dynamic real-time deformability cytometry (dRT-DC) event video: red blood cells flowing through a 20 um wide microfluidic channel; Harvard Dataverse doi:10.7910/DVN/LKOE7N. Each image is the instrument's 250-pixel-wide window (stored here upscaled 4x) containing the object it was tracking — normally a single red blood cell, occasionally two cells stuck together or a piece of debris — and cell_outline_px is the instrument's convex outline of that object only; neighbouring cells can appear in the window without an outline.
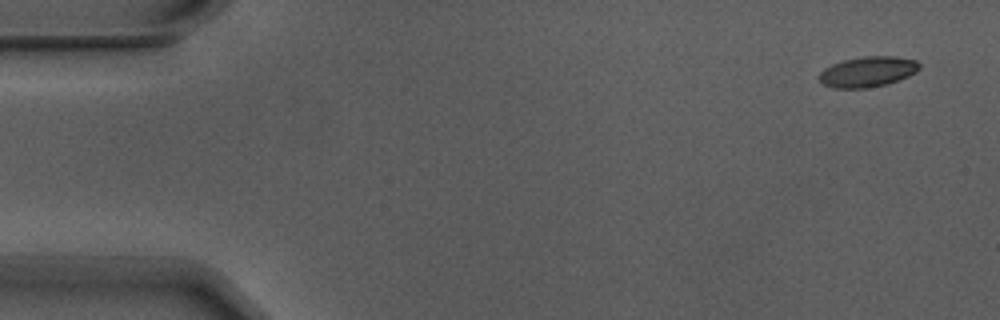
{"species": "Egyptian fruit bat (a non-hibernating species)", "species_latin": "Rousettus aegyptiacus", "temperature_condition": "warm", "stored_images_in_passage": 5, "segment_of_instrument_passage": [1, 2], "camera_frame_rate_fps": 3000, "um_per_image_px": 0.085, "animal": {"sex": "male"}, "frame": {"image": 1, "passage_image": 1, "time_ms": 0.0, "image_size_px": [1000, 320], "cell_outline_px": [[920, 68], [916, 72], [908, 76], [884, 84], [864, 88], [832, 88], [824, 84], [816, 76], [824, 68], [832, 64], [844, 60], [864, 56], [896, 56], [916, 60], [920, 64]], "centroid_in_image_um": [73.73, 6.08], "position_along_channel_um": 11.3, "area_um2": 17.69}}
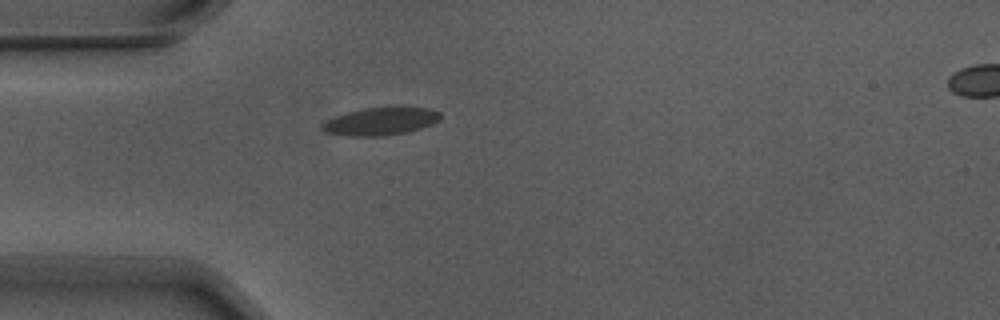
{"frame": {"image": 2, "passage_image": 4, "time_ms": 1.0, "image_size_px": [1000, 320], "cell_outline_px": [[440, 120], [432, 124], [408, 132], [384, 136], [352, 136], [324, 132], [320, 128], [328, 120], [336, 116], [348, 112], [364, 108], [432, 108], [440, 112]], "centroid_in_image_um": [32.38, 10.33], "position_along_channel_um": 52.6, "area_um2": 18.79}}